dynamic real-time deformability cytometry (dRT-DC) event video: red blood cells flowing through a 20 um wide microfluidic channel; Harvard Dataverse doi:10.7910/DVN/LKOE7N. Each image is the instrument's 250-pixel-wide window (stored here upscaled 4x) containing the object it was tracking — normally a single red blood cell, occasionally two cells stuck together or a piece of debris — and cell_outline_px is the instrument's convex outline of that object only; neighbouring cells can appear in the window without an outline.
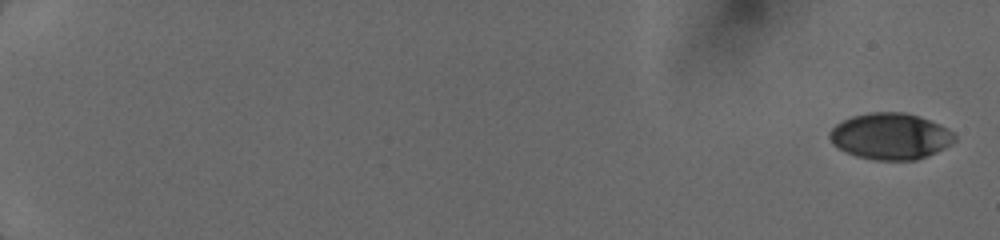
{"species": "human", "species_latin": "Homo sapiens", "temperature_condition": "cold", "stored_images_in_passage": 9, "camera_frame_rate_fps": 3000, "um_per_image_px": 0.085, "donor": {"sex": "female"}, "frame": {"image": 1, "passage_image": 1, "time_ms": 0.0, "image_size_px": [1000, 240], "cell_outline_px": [[956, 140], [952, 144], [928, 156], [916, 160], [876, 160], [856, 156], [832, 144], [828, 136], [828, 132], [836, 124], [852, 116], [872, 112], [904, 112], [920, 116], [940, 124], [948, 128], [956, 136]], "centroid_in_image_um": [75.71, 11.58], "position_along_channel_um": 9.3, "area_um2": 33.87}}
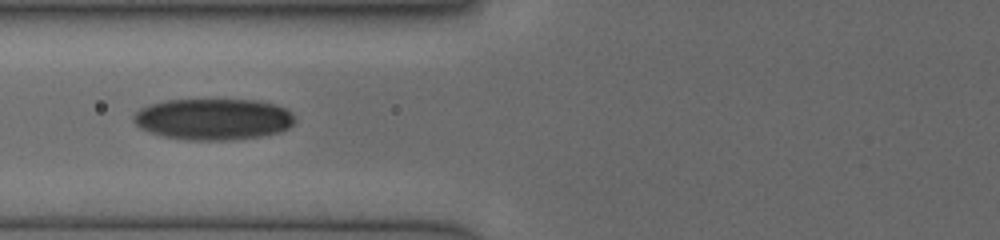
{"frame": {"image": 2, "passage_image": 8, "time_ms": 7.667, "image_size_px": [1000, 240], "cell_outline_px": [[296, 120], [288, 128], [280, 132], [260, 136], [232, 140], [188, 140], [160, 136], [148, 132], [140, 128], [132, 120], [132, 116], [140, 108], [152, 104], [168, 100], [260, 100], [276, 104], [284, 108]], "centroid_in_image_um": [18.1, 10.14], "position_along_channel_um": 107.7, "area_um2": 38.96}}
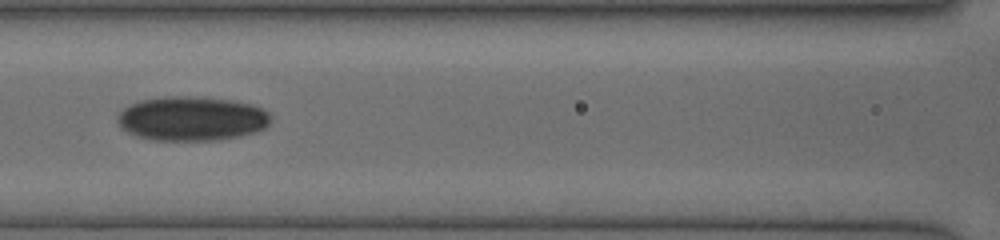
{"frame": {"image": 3, "passage_image": 9, "time_ms": 8.667, "image_size_px": [1000, 240], "cell_outline_px": [[272, 120], [264, 128], [256, 132], [240, 136], [216, 140], [152, 140], [136, 136], [120, 128], [116, 120], [116, 116], [124, 108], [140, 100], [164, 96], [192, 96], [236, 100], [252, 104], [268, 112]], "centroid_in_image_um": [16.29, 10.07], "position_along_channel_um": 150.3, "area_um2": 39.94}}